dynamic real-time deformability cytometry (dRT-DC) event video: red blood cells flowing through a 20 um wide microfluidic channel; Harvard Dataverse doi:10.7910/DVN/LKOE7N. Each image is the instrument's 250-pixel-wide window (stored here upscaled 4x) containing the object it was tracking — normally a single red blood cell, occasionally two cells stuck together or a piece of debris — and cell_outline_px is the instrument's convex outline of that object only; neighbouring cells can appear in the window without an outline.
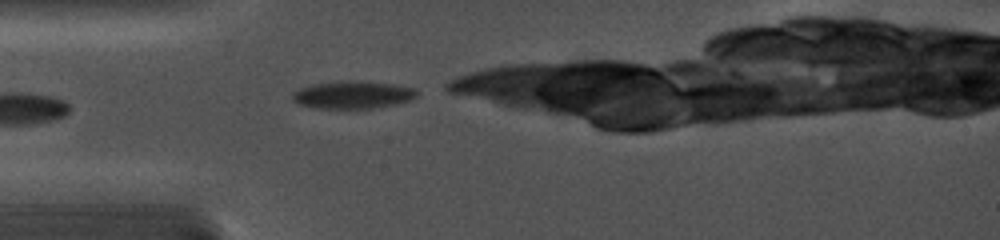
{"species": "common noctule bat (a hibernating species)", "species_latin": "Nyctalus noctula", "temperature_condition": "cold", "stored_images_in_passage": 4, "camera_frame_rate_fps": 5000, "um_per_image_px": 0.085, "animal": {"sex": "female", "body_mass_g": 19.0, "forearm_length_mm": 56.7}, "frame": {"image": 1, "passage_image": 1, "time_ms": 0.0, "image_size_px": [1000, 240], "cell_outline_px": [[420, 92], [412, 100], [396, 104], [372, 108], [312, 108], [296, 104], [292, 100], [292, 92], [300, 88], [312, 84], [340, 80], [368, 80], [416, 88]], "centroid_in_image_um": [29.98, 8.04], "position_along_channel_um": 55.0, "area_um2": 20.58}}
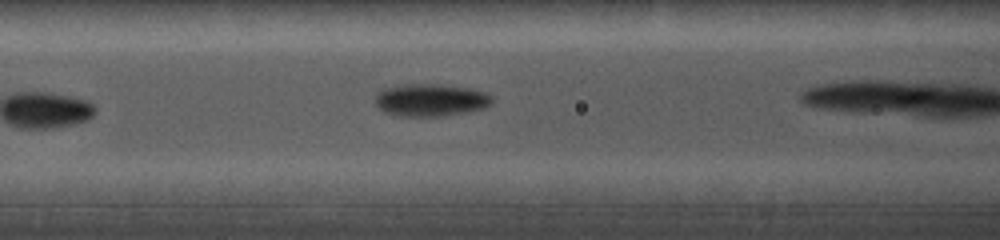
{"frame": {"image": 2, "passage_image": 4, "time_ms": 2.0, "image_size_px": [1000, 240], "cell_outline_px": [[492, 104], [484, 108], [468, 112], [444, 116], [400, 116], [384, 112], [376, 104], [376, 92], [384, 88], [400, 84], [440, 84], [472, 88], [484, 92], [492, 96]], "centroid_in_image_um": [36.61, 8.49], "position_along_channel_um": 130.0, "area_um2": 22.37}}